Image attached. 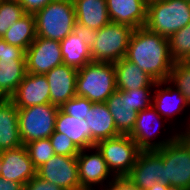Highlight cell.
<instances>
[{
  "mask_svg": "<svg viewBox=\"0 0 190 190\" xmlns=\"http://www.w3.org/2000/svg\"><path fill=\"white\" fill-rule=\"evenodd\" d=\"M125 58L156 82L167 81L174 64L168 38L145 26L133 30Z\"/></svg>",
  "mask_w": 190,
  "mask_h": 190,
  "instance_id": "1",
  "label": "cell"
},
{
  "mask_svg": "<svg viewBox=\"0 0 190 190\" xmlns=\"http://www.w3.org/2000/svg\"><path fill=\"white\" fill-rule=\"evenodd\" d=\"M117 90L114 63L92 61L78 69L76 96L93 103L106 102Z\"/></svg>",
  "mask_w": 190,
  "mask_h": 190,
  "instance_id": "2",
  "label": "cell"
},
{
  "mask_svg": "<svg viewBox=\"0 0 190 190\" xmlns=\"http://www.w3.org/2000/svg\"><path fill=\"white\" fill-rule=\"evenodd\" d=\"M190 23V0H162L147 4L145 27L161 36L171 35Z\"/></svg>",
  "mask_w": 190,
  "mask_h": 190,
  "instance_id": "3",
  "label": "cell"
},
{
  "mask_svg": "<svg viewBox=\"0 0 190 190\" xmlns=\"http://www.w3.org/2000/svg\"><path fill=\"white\" fill-rule=\"evenodd\" d=\"M37 37L61 41L76 25L73 0H53L34 14Z\"/></svg>",
  "mask_w": 190,
  "mask_h": 190,
  "instance_id": "4",
  "label": "cell"
},
{
  "mask_svg": "<svg viewBox=\"0 0 190 190\" xmlns=\"http://www.w3.org/2000/svg\"><path fill=\"white\" fill-rule=\"evenodd\" d=\"M133 28L110 22L91 33L90 52L92 61L115 63L126 56Z\"/></svg>",
  "mask_w": 190,
  "mask_h": 190,
  "instance_id": "5",
  "label": "cell"
},
{
  "mask_svg": "<svg viewBox=\"0 0 190 190\" xmlns=\"http://www.w3.org/2000/svg\"><path fill=\"white\" fill-rule=\"evenodd\" d=\"M59 107L43 105L18 108L19 134L22 144L49 138L54 130Z\"/></svg>",
  "mask_w": 190,
  "mask_h": 190,
  "instance_id": "6",
  "label": "cell"
},
{
  "mask_svg": "<svg viewBox=\"0 0 190 190\" xmlns=\"http://www.w3.org/2000/svg\"><path fill=\"white\" fill-rule=\"evenodd\" d=\"M115 178L126 177L134 166L140 149L129 135L101 140L95 144Z\"/></svg>",
  "mask_w": 190,
  "mask_h": 190,
  "instance_id": "7",
  "label": "cell"
},
{
  "mask_svg": "<svg viewBox=\"0 0 190 190\" xmlns=\"http://www.w3.org/2000/svg\"><path fill=\"white\" fill-rule=\"evenodd\" d=\"M156 151L163 157V183L190 189V147L177 137Z\"/></svg>",
  "mask_w": 190,
  "mask_h": 190,
  "instance_id": "8",
  "label": "cell"
},
{
  "mask_svg": "<svg viewBox=\"0 0 190 190\" xmlns=\"http://www.w3.org/2000/svg\"><path fill=\"white\" fill-rule=\"evenodd\" d=\"M26 74L25 50L0 38V96L10 98Z\"/></svg>",
  "mask_w": 190,
  "mask_h": 190,
  "instance_id": "9",
  "label": "cell"
},
{
  "mask_svg": "<svg viewBox=\"0 0 190 190\" xmlns=\"http://www.w3.org/2000/svg\"><path fill=\"white\" fill-rule=\"evenodd\" d=\"M76 158L82 190H103L108 183L115 179L96 146L80 150Z\"/></svg>",
  "mask_w": 190,
  "mask_h": 190,
  "instance_id": "10",
  "label": "cell"
},
{
  "mask_svg": "<svg viewBox=\"0 0 190 190\" xmlns=\"http://www.w3.org/2000/svg\"><path fill=\"white\" fill-rule=\"evenodd\" d=\"M159 120H162V122ZM163 120L166 121L156 112V109L152 105L138 112L134 128L129 136L137 143L141 151L160 149L164 145L173 142L178 137V131H176V133H169V136L167 135L162 139L158 137L159 140H157V138H155L159 134L158 131L163 125Z\"/></svg>",
  "mask_w": 190,
  "mask_h": 190,
  "instance_id": "11",
  "label": "cell"
},
{
  "mask_svg": "<svg viewBox=\"0 0 190 190\" xmlns=\"http://www.w3.org/2000/svg\"><path fill=\"white\" fill-rule=\"evenodd\" d=\"M43 180L60 186L64 190H82L78 178L76 156L54 155L36 171Z\"/></svg>",
  "mask_w": 190,
  "mask_h": 190,
  "instance_id": "12",
  "label": "cell"
},
{
  "mask_svg": "<svg viewBox=\"0 0 190 190\" xmlns=\"http://www.w3.org/2000/svg\"><path fill=\"white\" fill-rule=\"evenodd\" d=\"M25 61L28 73L45 75L63 64L60 42L36 37L25 51Z\"/></svg>",
  "mask_w": 190,
  "mask_h": 190,
  "instance_id": "13",
  "label": "cell"
},
{
  "mask_svg": "<svg viewBox=\"0 0 190 190\" xmlns=\"http://www.w3.org/2000/svg\"><path fill=\"white\" fill-rule=\"evenodd\" d=\"M163 157L156 151H140L134 166L126 176L140 190H147L155 183H163Z\"/></svg>",
  "mask_w": 190,
  "mask_h": 190,
  "instance_id": "14",
  "label": "cell"
},
{
  "mask_svg": "<svg viewBox=\"0 0 190 190\" xmlns=\"http://www.w3.org/2000/svg\"><path fill=\"white\" fill-rule=\"evenodd\" d=\"M36 171L25 145L0 152V176L2 178L19 182L24 186L36 175Z\"/></svg>",
  "mask_w": 190,
  "mask_h": 190,
  "instance_id": "15",
  "label": "cell"
},
{
  "mask_svg": "<svg viewBox=\"0 0 190 190\" xmlns=\"http://www.w3.org/2000/svg\"><path fill=\"white\" fill-rule=\"evenodd\" d=\"M90 36V32L76 24L73 31L60 41L64 65L78 70L92 62Z\"/></svg>",
  "mask_w": 190,
  "mask_h": 190,
  "instance_id": "16",
  "label": "cell"
},
{
  "mask_svg": "<svg viewBox=\"0 0 190 190\" xmlns=\"http://www.w3.org/2000/svg\"><path fill=\"white\" fill-rule=\"evenodd\" d=\"M10 99L17 108L50 103V86L46 76L27 72Z\"/></svg>",
  "mask_w": 190,
  "mask_h": 190,
  "instance_id": "17",
  "label": "cell"
},
{
  "mask_svg": "<svg viewBox=\"0 0 190 190\" xmlns=\"http://www.w3.org/2000/svg\"><path fill=\"white\" fill-rule=\"evenodd\" d=\"M78 70L60 65L48 71L45 76L50 86V103L61 107L65 102L76 96V78Z\"/></svg>",
  "mask_w": 190,
  "mask_h": 190,
  "instance_id": "18",
  "label": "cell"
},
{
  "mask_svg": "<svg viewBox=\"0 0 190 190\" xmlns=\"http://www.w3.org/2000/svg\"><path fill=\"white\" fill-rule=\"evenodd\" d=\"M106 5L113 23L125 24L133 29L143 27L146 23L145 0H106Z\"/></svg>",
  "mask_w": 190,
  "mask_h": 190,
  "instance_id": "19",
  "label": "cell"
},
{
  "mask_svg": "<svg viewBox=\"0 0 190 190\" xmlns=\"http://www.w3.org/2000/svg\"><path fill=\"white\" fill-rule=\"evenodd\" d=\"M152 106L165 120L184 112L185 108H190L185 97L168 81L156 82L152 94Z\"/></svg>",
  "mask_w": 190,
  "mask_h": 190,
  "instance_id": "20",
  "label": "cell"
},
{
  "mask_svg": "<svg viewBox=\"0 0 190 190\" xmlns=\"http://www.w3.org/2000/svg\"><path fill=\"white\" fill-rule=\"evenodd\" d=\"M18 108L10 98L0 101V152L21 147Z\"/></svg>",
  "mask_w": 190,
  "mask_h": 190,
  "instance_id": "21",
  "label": "cell"
},
{
  "mask_svg": "<svg viewBox=\"0 0 190 190\" xmlns=\"http://www.w3.org/2000/svg\"><path fill=\"white\" fill-rule=\"evenodd\" d=\"M76 24L92 33L109 24L106 0H73Z\"/></svg>",
  "mask_w": 190,
  "mask_h": 190,
  "instance_id": "22",
  "label": "cell"
},
{
  "mask_svg": "<svg viewBox=\"0 0 190 190\" xmlns=\"http://www.w3.org/2000/svg\"><path fill=\"white\" fill-rule=\"evenodd\" d=\"M109 111L113 116L117 131L121 135H129L135 125L138 112L133 109L131 94L116 90L107 99Z\"/></svg>",
  "mask_w": 190,
  "mask_h": 190,
  "instance_id": "23",
  "label": "cell"
},
{
  "mask_svg": "<svg viewBox=\"0 0 190 190\" xmlns=\"http://www.w3.org/2000/svg\"><path fill=\"white\" fill-rule=\"evenodd\" d=\"M90 138L95 142L120 135L106 102L93 103L85 118Z\"/></svg>",
  "mask_w": 190,
  "mask_h": 190,
  "instance_id": "24",
  "label": "cell"
},
{
  "mask_svg": "<svg viewBox=\"0 0 190 190\" xmlns=\"http://www.w3.org/2000/svg\"><path fill=\"white\" fill-rule=\"evenodd\" d=\"M55 132L68 136L79 150L95 146L90 138V128L85 119L79 120L64 113L60 108L56 117Z\"/></svg>",
  "mask_w": 190,
  "mask_h": 190,
  "instance_id": "25",
  "label": "cell"
},
{
  "mask_svg": "<svg viewBox=\"0 0 190 190\" xmlns=\"http://www.w3.org/2000/svg\"><path fill=\"white\" fill-rule=\"evenodd\" d=\"M117 90H136L142 87H154L156 81L125 57L114 63Z\"/></svg>",
  "mask_w": 190,
  "mask_h": 190,
  "instance_id": "26",
  "label": "cell"
},
{
  "mask_svg": "<svg viewBox=\"0 0 190 190\" xmlns=\"http://www.w3.org/2000/svg\"><path fill=\"white\" fill-rule=\"evenodd\" d=\"M34 14L26 13L6 31L2 39L7 43L19 46L25 51L36 39Z\"/></svg>",
  "mask_w": 190,
  "mask_h": 190,
  "instance_id": "27",
  "label": "cell"
},
{
  "mask_svg": "<svg viewBox=\"0 0 190 190\" xmlns=\"http://www.w3.org/2000/svg\"><path fill=\"white\" fill-rule=\"evenodd\" d=\"M174 62H185L190 56V23L168 38Z\"/></svg>",
  "mask_w": 190,
  "mask_h": 190,
  "instance_id": "28",
  "label": "cell"
},
{
  "mask_svg": "<svg viewBox=\"0 0 190 190\" xmlns=\"http://www.w3.org/2000/svg\"><path fill=\"white\" fill-rule=\"evenodd\" d=\"M167 81L180 91L190 107V65L186 62H174Z\"/></svg>",
  "mask_w": 190,
  "mask_h": 190,
  "instance_id": "29",
  "label": "cell"
},
{
  "mask_svg": "<svg viewBox=\"0 0 190 190\" xmlns=\"http://www.w3.org/2000/svg\"><path fill=\"white\" fill-rule=\"evenodd\" d=\"M25 14L17 0H0V38Z\"/></svg>",
  "mask_w": 190,
  "mask_h": 190,
  "instance_id": "30",
  "label": "cell"
},
{
  "mask_svg": "<svg viewBox=\"0 0 190 190\" xmlns=\"http://www.w3.org/2000/svg\"><path fill=\"white\" fill-rule=\"evenodd\" d=\"M25 146L36 170L55 155L49 138L35 140L25 144Z\"/></svg>",
  "mask_w": 190,
  "mask_h": 190,
  "instance_id": "31",
  "label": "cell"
},
{
  "mask_svg": "<svg viewBox=\"0 0 190 190\" xmlns=\"http://www.w3.org/2000/svg\"><path fill=\"white\" fill-rule=\"evenodd\" d=\"M93 102L84 97L75 96L65 102L60 109L79 120L85 119L87 113L90 111Z\"/></svg>",
  "mask_w": 190,
  "mask_h": 190,
  "instance_id": "32",
  "label": "cell"
},
{
  "mask_svg": "<svg viewBox=\"0 0 190 190\" xmlns=\"http://www.w3.org/2000/svg\"><path fill=\"white\" fill-rule=\"evenodd\" d=\"M49 139L56 155L77 156L80 152L71 139L65 134L54 131Z\"/></svg>",
  "mask_w": 190,
  "mask_h": 190,
  "instance_id": "33",
  "label": "cell"
},
{
  "mask_svg": "<svg viewBox=\"0 0 190 190\" xmlns=\"http://www.w3.org/2000/svg\"><path fill=\"white\" fill-rule=\"evenodd\" d=\"M154 87H142L136 90H127L131 94L133 109L137 112L142 111L152 105V94Z\"/></svg>",
  "mask_w": 190,
  "mask_h": 190,
  "instance_id": "34",
  "label": "cell"
},
{
  "mask_svg": "<svg viewBox=\"0 0 190 190\" xmlns=\"http://www.w3.org/2000/svg\"><path fill=\"white\" fill-rule=\"evenodd\" d=\"M24 190H64L58 185L50 183L35 175L24 185Z\"/></svg>",
  "mask_w": 190,
  "mask_h": 190,
  "instance_id": "35",
  "label": "cell"
},
{
  "mask_svg": "<svg viewBox=\"0 0 190 190\" xmlns=\"http://www.w3.org/2000/svg\"><path fill=\"white\" fill-rule=\"evenodd\" d=\"M24 11L35 14L53 0H17Z\"/></svg>",
  "mask_w": 190,
  "mask_h": 190,
  "instance_id": "36",
  "label": "cell"
},
{
  "mask_svg": "<svg viewBox=\"0 0 190 190\" xmlns=\"http://www.w3.org/2000/svg\"><path fill=\"white\" fill-rule=\"evenodd\" d=\"M103 190H140L135 185H133L130 181L126 179V177L115 178L112 182L108 183Z\"/></svg>",
  "mask_w": 190,
  "mask_h": 190,
  "instance_id": "37",
  "label": "cell"
},
{
  "mask_svg": "<svg viewBox=\"0 0 190 190\" xmlns=\"http://www.w3.org/2000/svg\"><path fill=\"white\" fill-rule=\"evenodd\" d=\"M0 190H24V186L19 182L8 181L0 176Z\"/></svg>",
  "mask_w": 190,
  "mask_h": 190,
  "instance_id": "38",
  "label": "cell"
},
{
  "mask_svg": "<svg viewBox=\"0 0 190 190\" xmlns=\"http://www.w3.org/2000/svg\"><path fill=\"white\" fill-rule=\"evenodd\" d=\"M185 124L187 125L183 127L184 130H177L178 138H180L187 146L190 147V117L187 119Z\"/></svg>",
  "mask_w": 190,
  "mask_h": 190,
  "instance_id": "39",
  "label": "cell"
},
{
  "mask_svg": "<svg viewBox=\"0 0 190 190\" xmlns=\"http://www.w3.org/2000/svg\"><path fill=\"white\" fill-rule=\"evenodd\" d=\"M167 184L157 182L155 185L147 190H166L167 189Z\"/></svg>",
  "mask_w": 190,
  "mask_h": 190,
  "instance_id": "40",
  "label": "cell"
},
{
  "mask_svg": "<svg viewBox=\"0 0 190 190\" xmlns=\"http://www.w3.org/2000/svg\"><path fill=\"white\" fill-rule=\"evenodd\" d=\"M166 190H190L185 187H179V186H174V185H168Z\"/></svg>",
  "mask_w": 190,
  "mask_h": 190,
  "instance_id": "41",
  "label": "cell"
},
{
  "mask_svg": "<svg viewBox=\"0 0 190 190\" xmlns=\"http://www.w3.org/2000/svg\"><path fill=\"white\" fill-rule=\"evenodd\" d=\"M146 2H147V4L148 3H150V2H155V1H162V0H145Z\"/></svg>",
  "mask_w": 190,
  "mask_h": 190,
  "instance_id": "42",
  "label": "cell"
},
{
  "mask_svg": "<svg viewBox=\"0 0 190 190\" xmlns=\"http://www.w3.org/2000/svg\"><path fill=\"white\" fill-rule=\"evenodd\" d=\"M185 62L190 65V56Z\"/></svg>",
  "mask_w": 190,
  "mask_h": 190,
  "instance_id": "43",
  "label": "cell"
}]
</instances>
